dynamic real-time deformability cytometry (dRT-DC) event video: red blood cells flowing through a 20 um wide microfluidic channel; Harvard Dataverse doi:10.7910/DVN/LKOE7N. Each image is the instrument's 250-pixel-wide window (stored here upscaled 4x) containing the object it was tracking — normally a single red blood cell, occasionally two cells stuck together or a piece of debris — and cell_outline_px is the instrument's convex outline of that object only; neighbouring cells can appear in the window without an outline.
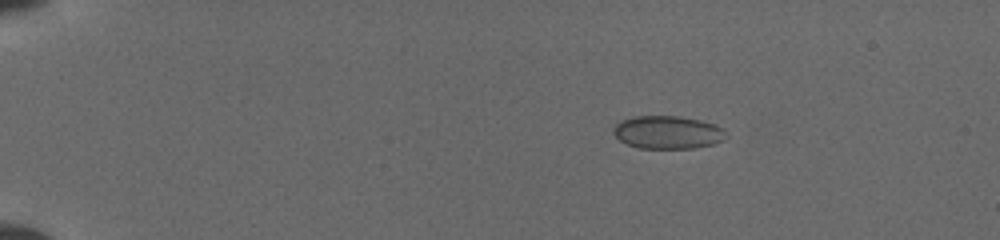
{"species": "common noctule bat (a hibernating species)", "species_latin": "Nyctalus noctula", "temperature_condition": "cold", "stored_images_in_passage": 12, "camera_frame_rate_fps": 3000, "um_per_image_px": 0.085, "animal": {"sex": "female", "body_mass_g": 19.5, "forearm_length_mm": 54.1}, "frame": {"image": 1, "passage_image": 1, "time_ms": 0.0, "image_size_px": [1000, 240], "cell_outline_px": [[728, 136], [724, 140], [712, 144], [692, 148], [640, 148], [628, 144], [620, 140], [612, 132], [612, 128], [620, 120], [636, 116], [680, 116], [700, 120], [716, 124], [724, 128], [728, 132]], "centroid_in_image_um": [56.79, 11.24], "position_along_channel_um": 28.2, "area_um2": 21.85}}
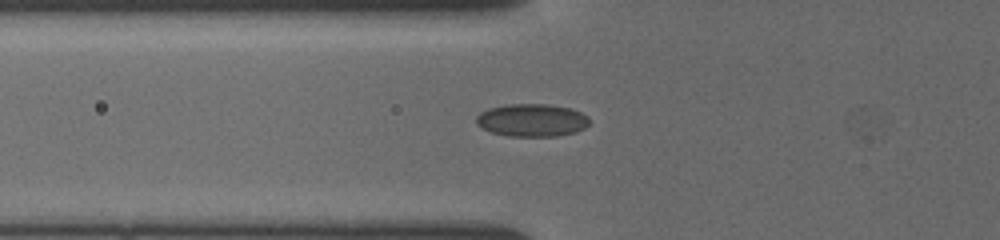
{"frame": {"image": 2, "passage_image": 8, "time_ms": 3.667, "image_size_px": [1000, 240], "cell_outline_px": [[588, 124], [584, 128], [576, 132], [556, 136], [508, 136], [492, 132], [480, 128], [476, 124], [476, 116], [480, 112], [488, 108], [508, 104], [548, 104], [568, 108], [580, 112], [588, 116]], "centroid_in_image_um": [45.17, 10.22], "position_along_channel_um": 80.6, "area_um2": 21.62}}
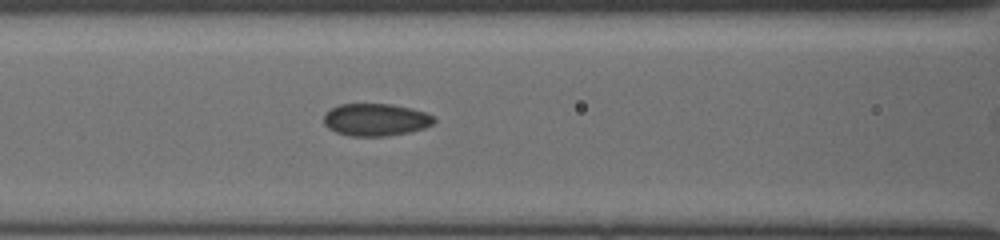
{"frame": {"image": 3, "passage_image": 11, "time_ms": 5.0, "image_size_px": [1000, 240], "cell_outline_px": [[436, 120], [432, 124], [424, 128], [408, 132], [384, 136], [348, 136], [336, 132], [328, 128], [324, 124], [324, 112], [340, 104], [392, 104], [412, 108], [424, 112], [432, 116]], "centroid_in_image_um": [31.9, 10.17], "position_along_channel_um": 134.7, "area_um2": 20.81}}